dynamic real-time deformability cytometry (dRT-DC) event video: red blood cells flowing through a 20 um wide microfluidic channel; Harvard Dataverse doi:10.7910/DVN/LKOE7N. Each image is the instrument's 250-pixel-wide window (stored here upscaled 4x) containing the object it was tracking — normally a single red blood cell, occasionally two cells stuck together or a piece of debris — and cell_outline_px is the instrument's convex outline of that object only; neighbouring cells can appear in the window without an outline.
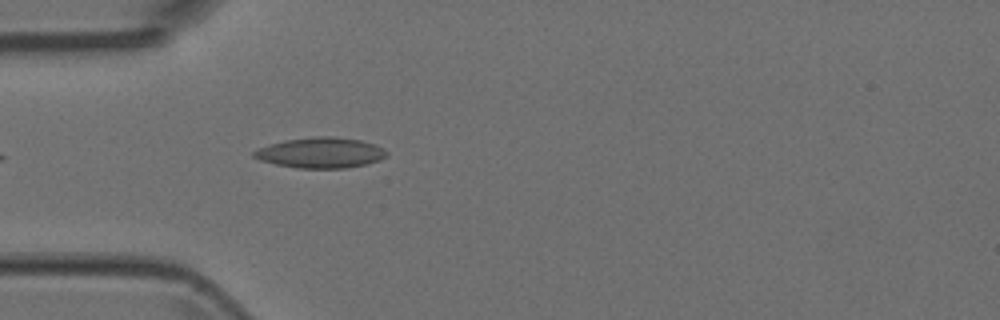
{"species": "Egyptian fruit bat (a non-hibernating species)", "species_latin": "Rousettus aegyptiacus", "temperature_condition": "room temperature", "stored_images_in_passage": 5, "camera_frame_rate_fps": 3000, "um_per_image_px": 0.085, "animal": {"sex": "female"}, "frame": {"image": 1, "passage_image": 5, "time_ms": 1.333, "image_size_px": [1000, 320], "cell_outline_px": [[388, 156], [380, 160], [348, 168], [296, 168], [276, 164], [260, 160], [252, 156], [252, 152], [256, 148], [288, 140], [316, 136], [332, 136], [360, 140], [376, 144], [384, 148], [388, 152]], "centroid_in_image_um": [27.28, 12.98], "position_along_channel_um": 57.7, "area_um2": 23.64}}